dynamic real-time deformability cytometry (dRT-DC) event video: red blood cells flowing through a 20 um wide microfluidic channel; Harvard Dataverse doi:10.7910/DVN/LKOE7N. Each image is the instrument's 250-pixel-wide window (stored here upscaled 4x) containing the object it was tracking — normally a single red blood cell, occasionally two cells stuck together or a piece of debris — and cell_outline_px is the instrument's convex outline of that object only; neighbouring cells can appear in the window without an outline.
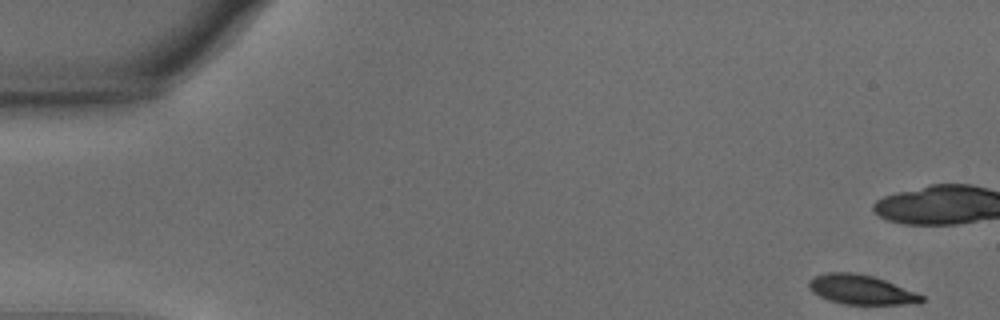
{"species": "common noctule bat (a hibernating species)", "species_latin": "Nyctalus noctula", "temperature_condition": "warm", "stored_images_in_passage": 45, "camera_frame_rate_fps": 3000, "um_per_image_px": 0.085, "animal": {"sex": "male", "body_mass_g": 15.6}, "frame": {"image": 1, "passage_image": 1, "time_ms": 0.0, "image_size_px": [1000, 320], "cell_outline_px": [[924, 300], [920, 304], [844, 304], [828, 300], [812, 292], [808, 288], [808, 280], [812, 276], [824, 272], [852, 272], [872, 276], [884, 280], [924, 296]], "centroid_in_image_um": [73.14, 24.62], "position_along_channel_um": 11.9, "area_um2": 19.42}}
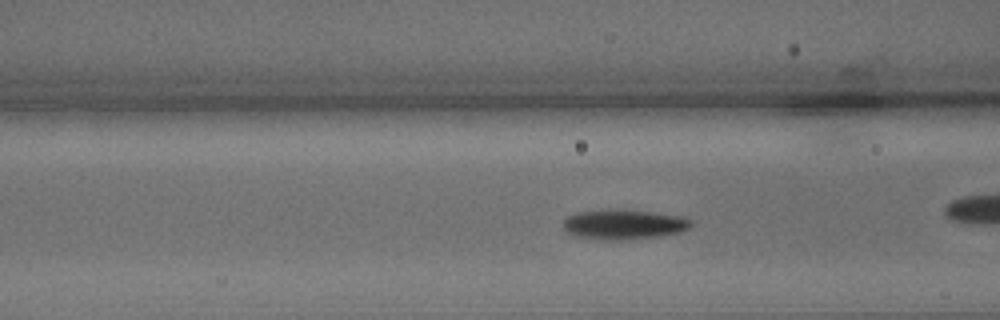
{"frame": {"image": 2, "passage_image": 20, "time_ms": 6.333, "image_size_px": [1000, 320], "cell_outline_px": [[692, 224], [688, 228], [680, 232], [660, 236], [628, 240], [604, 240], [576, 236], [568, 232], [564, 228], [564, 220], [568, 216], [576, 212], [600, 208], [628, 208], [680, 216], [692, 220]], "centroid_in_image_um": [53.01, 19.04], "position_along_channel_um": 113.6, "area_um2": 22.89}, "authors_computed_cell_mechanics": {"area_um2": 21.675, "velocity_mm_per_s": 3.6478, "shape_relaxation_time_tau1_ms": 2.9772, "shape_relaxation_time_tau2_ms": 1.0074, "deformation_change_tau1": 0.1621, "deformation_change_tau2": 0.0455}}